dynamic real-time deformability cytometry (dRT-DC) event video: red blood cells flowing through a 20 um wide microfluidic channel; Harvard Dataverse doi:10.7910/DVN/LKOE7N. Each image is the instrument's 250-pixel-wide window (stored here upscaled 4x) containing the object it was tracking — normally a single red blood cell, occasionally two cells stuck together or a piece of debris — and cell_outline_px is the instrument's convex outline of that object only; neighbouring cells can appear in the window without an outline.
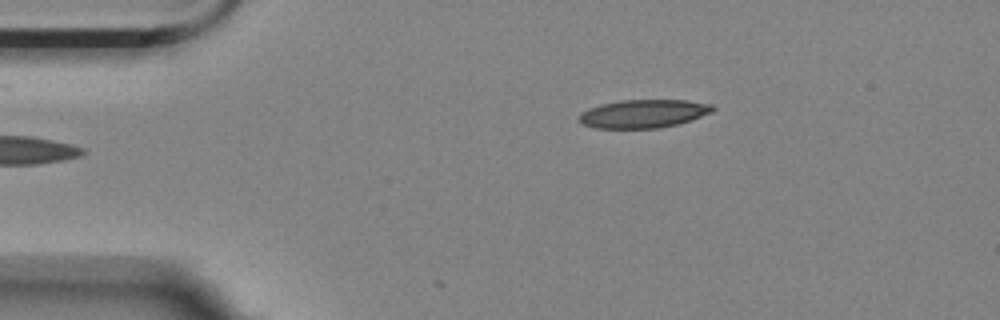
{"species": "Egyptian fruit bat (a non-hibernating species)", "species_latin": "Rousettus aegyptiacus", "temperature_condition": "room temperature", "stored_images_in_passage": 3, "camera_frame_rate_fps": 3000, "um_per_image_px": 0.085, "animal": {"sex": "female"}, "frame": {"image": 1, "passage_image": 1, "time_ms": 0.0, "image_size_px": [1000, 320], "cell_outline_px": [[716, 108], [712, 112], [692, 120], [660, 128], [596, 128], [580, 124], [576, 120], [580, 112], [588, 108], [600, 104], [620, 100], [684, 100], [712, 104]], "centroid_in_image_um": [54.64, 9.66], "position_along_channel_um": 30.4, "area_um2": 22.31}}